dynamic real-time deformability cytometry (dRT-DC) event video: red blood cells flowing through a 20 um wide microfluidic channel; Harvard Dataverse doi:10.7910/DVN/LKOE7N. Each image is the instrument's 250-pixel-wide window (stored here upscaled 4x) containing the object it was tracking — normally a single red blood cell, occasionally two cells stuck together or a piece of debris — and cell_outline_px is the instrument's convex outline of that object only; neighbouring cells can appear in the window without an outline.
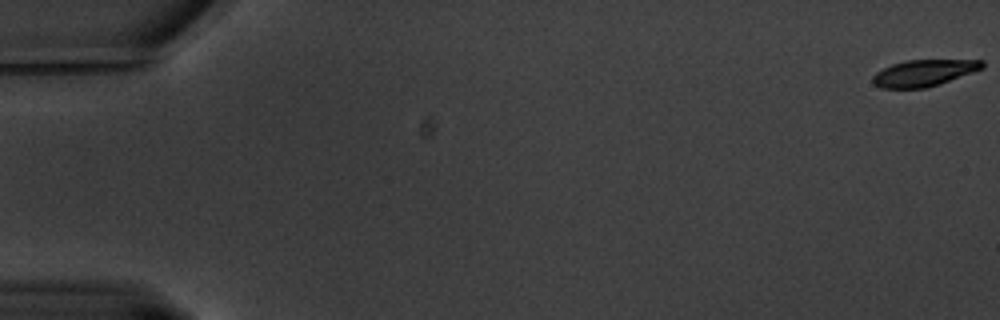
{"species": "common noctule bat (a hibernating species)", "species_latin": "Nyctalus noctula", "temperature_condition": "warm", "stored_images_in_passage": 63, "camera_frame_rate_fps": 3000, "um_per_image_px": 0.085, "animal": {"sex": "male", "body_mass_g": 20.1, "forearm_length_mm": 53.5}, "frame": {"image": 1, "passage_image": 1, "time_ms": 0.0, "image_size_px": [1000, 320], "cell_outline_px": [[984, 68], [940, 84], [924, 88], [880, 88], [872, 84], [872, 76], [876, 72], [892, 64], [908, 60], [984, 60]], "centroid_in_image_um": [78.51, 6.21], "position_along_channel_um": 6.5, "area_um2": 16.94}}
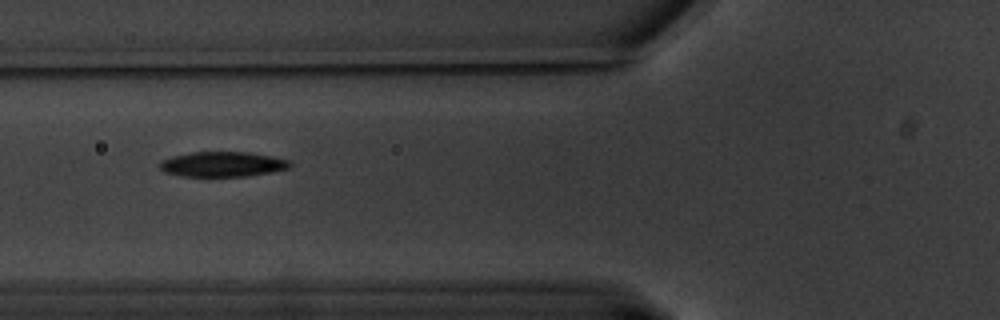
{"frame": {"image": 2, "passage_image": 25, "time_ms": 8.0, "image_size_px": [1000, 320], "cell_outline_px": [[292, 164], [288, 168], [272, 172], [248, 176], [184, 176], [164, 172], [160, 168], [160, 160], [172, 156], [188, 152], [248, 152], [272, 156], [292, 160]], "centroid_in_image_um": [18.93, 13.95], "position_along_channel_um": 106.9, "area_um2": 19.13}}
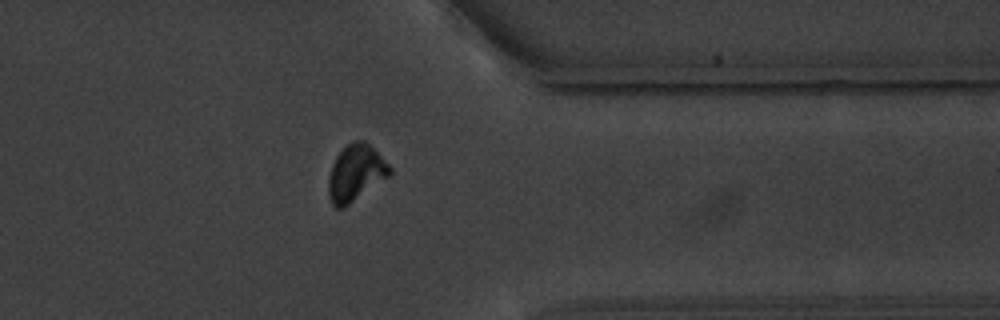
{"frame": {"image": 3, "passage_image": 51, "time_ms": 16.667, "image_size_px": [1000, 320], "cell_outline_px": [[392, 176], [344, 208], [336, 208], [332, 204], [328, 196], [328, 180], [332, 164], [336, 156], [352, 140], [364, 140], [392, 168]], "centroid_in_image_um": [30.25, 14.74], "position_along_channel_um": 381.2, "area_um2": 20.35}, "authors_computed_cell_mechanics": {"area_um2": 19.074, "velocity_mm_per_s": 3.2541, "shape_relaxation_time_tau1_ms": 2.5802, "shape_relaxation_time_tau2_ms": 4.0597, "deformation_change_tau1": 0.146, "deformation_change_tau2": 0.0732}}